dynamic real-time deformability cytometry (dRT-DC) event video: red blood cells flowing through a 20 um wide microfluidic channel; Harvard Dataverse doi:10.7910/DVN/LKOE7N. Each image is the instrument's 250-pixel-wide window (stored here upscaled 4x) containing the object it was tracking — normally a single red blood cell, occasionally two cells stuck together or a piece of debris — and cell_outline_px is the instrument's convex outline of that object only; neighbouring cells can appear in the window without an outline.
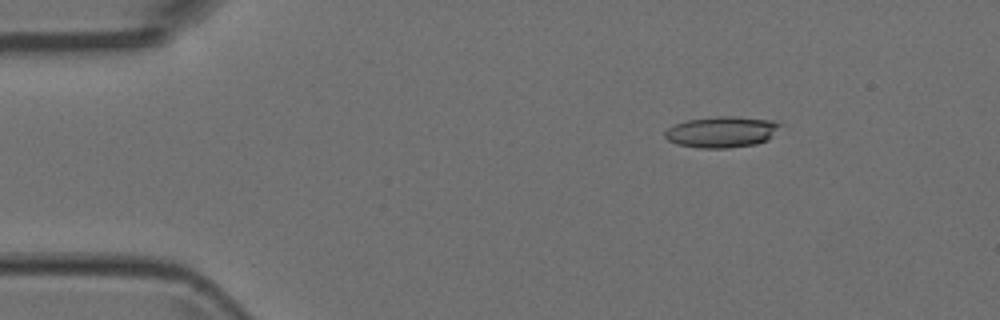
{"species": "Egyptian fruit bat (a non-hibernating species)", "species_latin": "Rousettus aegyptiacus", "temperature_condition": "room temperature", "stored_images_in_passage": 5, "camera_frame_rate_fps": 3000, "um_per_image_px": 0.085, "animal": {"sex": "female"}, "frame": {"image": 1, "passage_image": 3, "time_ms": 0.667, "image_size_px": [1000, 320], "cell_outline_px": [[784, 124], [768, 140], [756, 144], [728, 148], [700, 148], [676, 144], [668, 140], [664, 136], [664, 132], [668, 128], [676, 124], [688, 120], [716, 116], [736, 116], [772, 120]], "centroid_in_image_um": [61.38, 11.21], "position_along_channel_um": 23.6, "area_um2": 21.04}}